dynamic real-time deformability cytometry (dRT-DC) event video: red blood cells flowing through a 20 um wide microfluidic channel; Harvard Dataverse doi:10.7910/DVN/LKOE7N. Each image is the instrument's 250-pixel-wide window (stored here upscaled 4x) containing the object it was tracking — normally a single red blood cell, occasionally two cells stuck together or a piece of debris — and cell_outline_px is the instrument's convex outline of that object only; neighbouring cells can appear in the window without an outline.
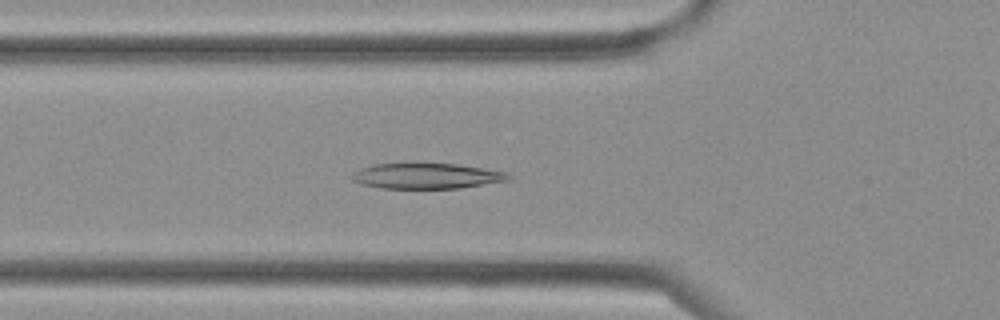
{"species": "Egyptian fruit bat (a non-hibernating species)", "species_latin": "Rousettus aegyptiacus", "temperature_condition": "cold", "stored_images_in_passage": 37, "camera_frame_rate_fps": 3000, "um_per_image_px": 0.085, "frame": {"image": 1, "passage_image": 12, "time_ms": 3.667, "image_size_px": [1000, 320], "cell_outline_px": [[512, 176], [508, 180], [460, 188], [380, 188], [364, 184], [352, 180], [348, 176], [360, 168], [372, 164], [456, 164], [504, 172]], "centroid_in_image_um": [36.2, 14.96], "position_along_channel_um": 89.6, "area_um2": 22.89}}
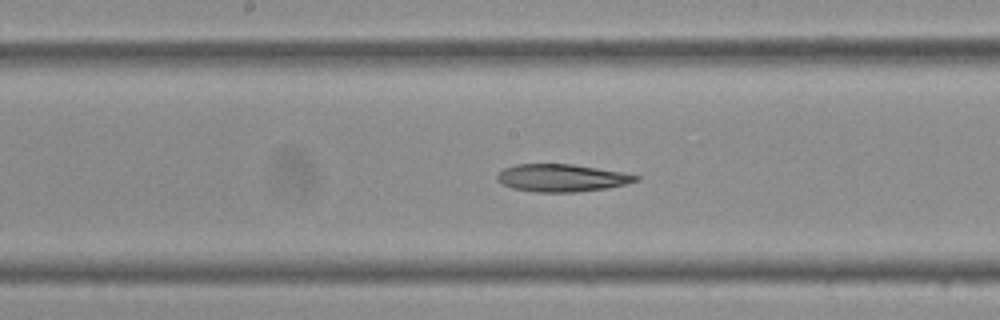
{"frame": {"image": 2, "passage_image": 18, "time_ms": 5.667, "image_size_px": [1000, 320], "cell_outline_px": [[640, 180], [608, 188], [576, 192], [536, 192], [512, 188], [500, 184], [496, 180], [496, 176], [504, 168], [516, 164], [572, 164], [620, 172], [640, 176]], "centroid_in_image_um": [47.7, 15.13], "position_along_channel_um": 200.5, "area_um2": 22.2}}
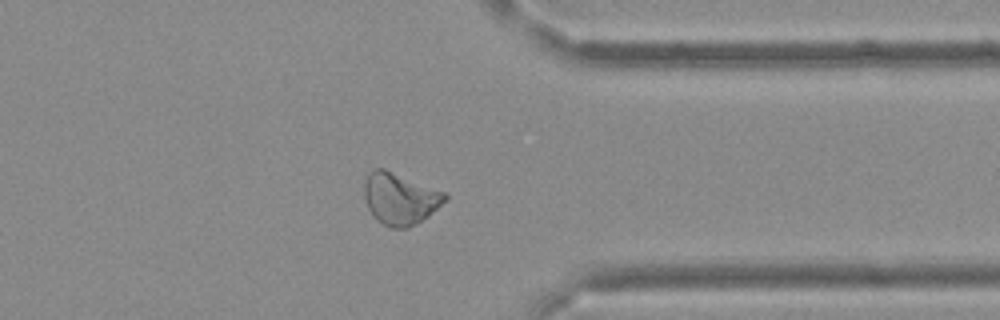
{"frame": {"image": 3, "passage_image": 28, "time_ms": 9.0, "image_size_px": [1000, 320], "cell_outline_px": [[448, 200], [428, 216], [416, 224], [408, 228], [388, 228], [376, 220], [372, 216], [368, 208], [364, 196], [364, 184], [368, 172], [376, 168], [384, 168], [448, 192]], "centroid_in_image_um": [34.02, 16.88], "position_along_channel_um": 377.4, "area_um2": 24.91}}